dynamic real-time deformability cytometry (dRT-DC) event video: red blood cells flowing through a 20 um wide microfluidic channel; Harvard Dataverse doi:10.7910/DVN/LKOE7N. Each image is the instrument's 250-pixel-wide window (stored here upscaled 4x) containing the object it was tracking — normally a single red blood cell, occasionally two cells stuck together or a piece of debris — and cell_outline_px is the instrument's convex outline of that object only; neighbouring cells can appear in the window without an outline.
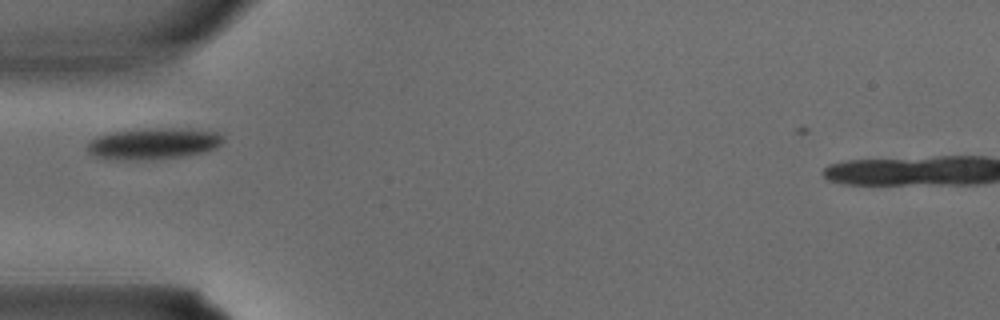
{"species": "common noctule bat (a hibernating species)", "species_latin": "Nyctalus noctula", "temperature_condition": "warm", "stored_images_in_passage": 2, "camera_frame_rate_fps": 3000, "um_per_image_px": 0.085, "animal": {"sex": "male", "body_mass_g": 15.6}, "frame": {"image": 1, "passage_image": 2, "time_ms": 0.333, "image_size_px": [1000, 320], "cell_outline_px": [[224, 140], [216, 148], [204, 152], [184, 156], [152, 160], [104, 160], [92, 156], [84, 148], [96, 136], [112, 132], [144, 128], [180, 128], [216, 132], [224, 136]], "centroid_in_image_um": [12.97, 12.23], "position_along_channel_um": 72.0, "area_um2": 25.37}}